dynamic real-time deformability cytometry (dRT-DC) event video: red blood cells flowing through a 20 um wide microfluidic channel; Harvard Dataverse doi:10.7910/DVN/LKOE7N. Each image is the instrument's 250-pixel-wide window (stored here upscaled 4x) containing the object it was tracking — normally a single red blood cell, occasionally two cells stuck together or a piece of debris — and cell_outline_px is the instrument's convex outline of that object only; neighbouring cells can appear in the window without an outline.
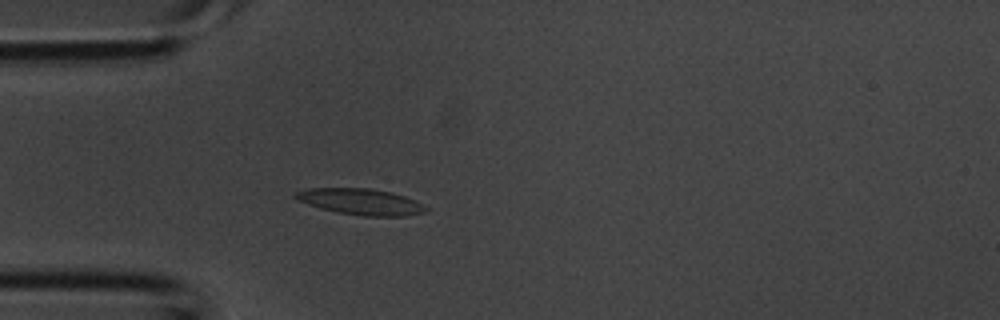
{"species": "common noctule bat (a hibernating species)", "species_latin": "Nyctalus noctula", "temperature_condition": "room temperature", "stored_images_in_passage": 37, "camera_frame_rate_fps": 3000, "um_per_image_px": 0.085, "animal": {"sex": "male", "body_mass_g": 20.1, "forearm_length_mm": 53.5}, "frame": {"image": 1, "passage_image": 10, "time_ms": 3.0, "image_size_px": [1000, 320], "cell_outline_px": [[428, 212], [408, 216], [364, 216], [336, 212], [320, 208], [296, 200], [292, 196], [296, 192], [308, 188], [372, 188], [392, 192], [404, 196], [424, 204], [428, 208]], "centroid_in_image_um": [30.69, 17.15], "position_along_channel_um": 54.3, "area_um2": 20.11}}
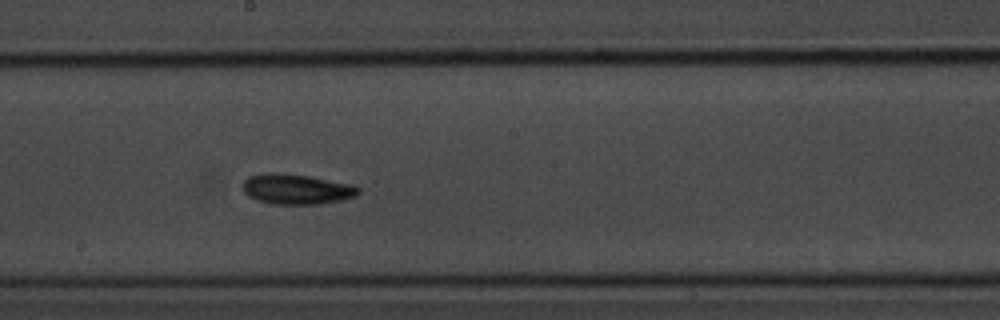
{"frame": {"image": 2, "passage_image": 20, "time_ms": 6.333, "image_size_px": [1000, 320], "cell_outline_px": [[360, 192], [356, 196], [340, 200], [320, 204], [272, 204], [256, 200], [248, 196], [244, 192], [244, 180], [248, 176], [264, 172], [276, 172], [308, 176], [352, 184], [360, 188]], "centroid_in_image_um": [25.19, 16.07], "position_along_channel_um": 223.0, "area_um2": 20.46}}
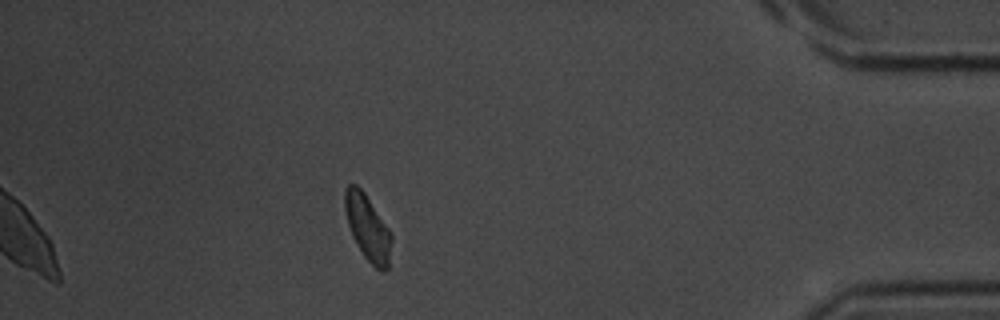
{"frame": {"image": 3, "passage_image": 33, "time_ms": 10.667, "image_size_px": [1000, 320], "cell_outline_px": [[392, 240], [388, 268], [384, 272], [380, 272], [364, 256], [356, 244], [352, 236], [348, 224], [344, 208], [344, 188], [348, 184], [356, 184], [364, 192], [388, 228], [392, 236]], "centroid_in_image_um": [31.24, 19.35], "position_along_channel_um": 404.0, "area_um2": 17.8}}